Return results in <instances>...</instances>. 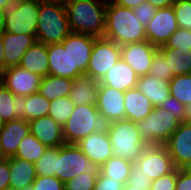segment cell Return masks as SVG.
<instances>
[{
    "mask_svg": "<svg viewBox=\"0 0 191 190\" xmlns=\"http://www.w3.org/2000/svg\"><path fill=\"white\" fill-rule=\"evenodd\" d=\"M72 33L104 37L106 0H71L64 2Z\"/></svg>",
    "mask_w": 191,
    "mask_h": 190,
    "instance_id": "6da1fadb",
    "label": "cell"
},
{
    "mask_svg": "<svg viewBox=\"0 0 191 190\" xmlns=\"http://www.w3.org/2000/svg\"><path fill=\"white\" fill-rule=\"evenodd\" d=\"M104 38L121 46L146 40L145 27L132 9L107 1Z\"/></svg>",
    "mask_w": 191,
    "mask_h": 190,
    "instance_id": "7a4b0ae2",
    "label": "cell"
},
{
    "mask_svg": "<svg viewBox=\"0 0 191 190\" xmlns=\"http://www.w3.org/2000/svg\"><path fill=\"white\" fill-rule=\"evenodd\" d=\"M71 33L62 0H40L36 41L46 45L61 43Z\"/></svg>",
    "mask_w": 191,
    "mask_h": 190,
    "instance_id": "3957f363",
    "label": "cell"
},
{
    "mask_svg": "<svg viewBox=\"0 0 191 190\" xmlns=\"http://www.w3.org/2000/svg\"><path fill=\"white\" fill-rule=\"evenodd\" d=\"M111 121L99 113L96 105H75L72 114L63 126L67 144H77L91 133H108Z\"/></svg>",
    "mask_w": 191,
    "mask_h": 190,
    "instance_id": "277c9868",
    "label": "cell"
},
{
    "mask_svg": "<svg viewBox=\"0 0 191 190\" xmlns=\"http://www.w3.org/2000/svg\"><path fill=\"white\" fill-rule=\"evenodd\" d=\"M113 156H118L132 162L138 160L147 145L140 139L136 122L122 119L113 121L108 131Z\"/></svg>",
    "mask_w": 191,
    "mask_h": 190,
    "instance_id": "5b68a950",
    "label": "cell"
},
{
    "mask_svg": "<svg viewBox=\"0 0 191 190\" xmlns=\"http://www.w3.org/2000/svg\"><path fill=\"white\" fill-rule=\"evenodd\" d=\"M180 124L176 117L161 106L155 107L145 119L136 122L140 139L147 146H164Z\"/></svg>",
    "mask_w": 191,
    "mask_h": 190,
    "instance_id": "8992f818",
    "label": "cell"
},
{
    "mask_svg": "<svg viewBox=\"0 0 191 190\" xmlns=\"http://www.w3.org/2000/svg\"><path fill=\"white\" fill-rule=\"evenodd\" d=\"M100 167L89 160L77 144L57 147L56 177L66 183L80 173L99 175Z\"/></svg>",
    "mask_w": 191,
    "mask_h": 190,
    "instance_id": "52a82bcc",
    "label": "cell"
},
{
    "mask_svg": "<svg viewBox=\"0 0 191 190\" xmlns=\"http://www.w3.org/2000/svg\"><path fill=\"white\" fill-rule=\"evenodd\" d=\"M40 0H16L4 12V30L12 34L33 35L36 38Z\"/></svg>",
    "mask_w": 191,
    "mask_h": 190,
    "instance_id": "ba28073f",
    "label": "cell"
},
{
    "mask_svg": "<svg viewBox=\"0 0 191 190\" xmlns=\"http://www.w3.org/2000/svg\"><path fill=\"white\" fill-rule=\"evenodd\" d=\"M175 169L172 158L165 146H147L137 161L132 162L131 173H142L156 180Z\"/></svg>",
    "mask_w": 191,
    "mask_h": 190,
    "instance_id": "9c48e42d",
    "label": "cell"
},
{
    "mask_svg": "<svg viewBox=\"0 0 191 190\" xmlns=\"http://www.w3.org/2000/svg\"><path fill=\"white\" fill-rule=\"evenodd\" d=\"M121 59L120 46L104 37H96L85 76L101 80Z\"/></svg>",
    "mask_w": 191,
    "mask_h": 190,
    "instance_id": "30bf717a",
    "label": "cell"
},
{
    "mask_svg": "<svg viewBox=\"0 0 191 190\" xmlns=\"http://www.w3.org/2000/svg\"><path fill=\"white\" fill-rule=\"evenodd\" d=\"M95 38L92 35L71 32L61 42L63 47H68L71 52L73 80L85 76Z\"/></svg>",
    "mask_w": 191,
    "mask_h": 190,
    "instance_id": "8fae6325",
    "label": "cell"
},
{
    "mask_svg": "<svg viewBox=\"0 0 191 190\" xmlns=\"http://www.w3.org/2000/svg\"><path fill=\"white\" fill-rule=\"evenodd\" d=\"M41 78L20 66H12L0 74V83L14 95L29 96L38 92Z\"/></svg>",
    "mask_w": 191,
    "mask_h": 190,
    "instance_id": "7c38bea8",
    "label": "cell"
},
{
    "mask_svg": "<svg viewBox=\"0 0 191 190\" xmlns=\"http://www.w3.org/2000/svg\"><path fill=\"white\" fill-rule=\"evenodd\" d=\"M177 29L173 7L159 8L145 28L146 40L156 47H161Z\"/></svg>",
    "mask_w": 191,
    "mask_h": 190,
    "instance_id": "4fadbf2b",
    "label": "cell"
},
{
    "mask_svg": "<svg viewBox=\"0 0 191 190\" xmlns=\"http://www.w3.org/2000/svg\"><path fill=\"white\" fill-rule=\"evenodd\" d=\"M175 168L191 167V123L181 122L164 145Z\"/></svg>",
    "mask_w": 191,
    "mask_h": 190,
    "instance_id": "5bb4252c",
    "label": "cell"
},
{
    "mask_svg": "<svg viewBox=\"0 0 191 190\" xmlns=\"http://www.w3.org/2000/svg\"><path fill=\"white\" fill-rule=\"evenodd\" d=\"M120 50L121 59L140 77L149 74L152 59L158 51V47L144 40L142 42L121 45Z\"/></svg>",
    "mask_w": 191,
    "mask_h": 190,
    "instance_id": "9a60e30c",
    "label": "cell"
},
{
    "mask_svg": "<svg viewBox=\"0 0 191 190\" xmlns=\"http://www.w3.org/2000/svg\"><path fill=\"white\" fill-rule=\"evenodd\" d=\"M125 92L113 87L99 84L96 108L111 122L125 119Z\"/></svg>",
    "mask_w": 191,
    "mask_h": 190,
    "instance_id": "2e32d148",
    "label": "cell"
},
{
    "mask_svg": "<svg viewBox=\"0 0 191 190\" xmlns=\"http://www.w3.org/2000/svg\"><path fill=\"white\" fill-rule=\"evenodd\" d=\"M30 133L29 122L24 119L1 123L0 146L6 159L15 156L20 142Z\"/></svg>",
    "mask_w": 191,
    "mask_h": 190,
    "instance_id": "e0dca14e",
    "label": "cell"
},
{
    "mask_svg": "<svg viewBox=\"0 0 191 190\" xmlns=\"http://www.w3.org/2000/svg\"><path fill=\"white\" fill-rule=\"evenodd\" d=\"M30 132L48 148L65 144L63 127L49 115L29 121Z\"/></svg>",
    "mask_w": 191,
    "mask_h": 190,
    "instance_id": "ac0fdd59",
    "label": "cell"
},
{
    "mask_svg": "<svg viewBox=\"0 0 191 190\" xmlns=\"http://www.w3.org/2000/svg\"><path fill=\"white\" fill-rule=\"evenodd\" d=\"M82 152L90 161L101 167L113 156V150L109 136L106 132H94L77 143Z\"/></svg>",
    "mask_w": 191,
    "mask_h": 190,
    "instance_id": "d6986e66",
    "label": "cell"
},
{
    "mask_svg": "<svg viewBox=\"0 0 191 190\" xmlns=\"http://www.w3.org/2000/svg\"><path fill=\"white\" fill-rule=\"evenodd\" d=\"M1 37L5 52V69L18 66L27 49L37 42L33 35L12 34L6 31Z\"/></svg>",
    "mask_w": 191,
    "mask_h": 190,
    "instance_id": "ffe728a7",
    "label": "cell"
},
{
    "mask_svg": "<svg viewBox=\"0 0 191 190\" xmlns=\"http://www.w3.org/2000/svg\"><path fill=\"white\" fill-rule=\"evenodd\" d=\"M138 75L136 72L120 59L99 81V84L113 87L126 92L137 86Z\"/></svg>",
    "mask_w": 191,
    "mask_h": 190,
    "instance_id": "44dd1931",
    "label": "cell"
},
{
    "mask_svg": "<svg viewBox=\"0 0 191 190\" xmlns=\"http://www.w3.org/2000/svg\"><path fill=\"white\" fill-rule=\"evenodd\" d=\"M125 119L137 122L145 119L154 109L150 99L137 87L128 89L124 94Z\"/></svg>",
    "mask_w": 191,
    "mask_h": 190,
    "instance_id": "7402d4cb",
    "label": "cell"
},
{
    "mask_svg": "<svg viewBox=\"0 0 191 190\" xmlns=\"http://www.w3.org/2000/svg\"><path fill=\"white\" fill-rule=\"evenodd\" d=\"M49 74L72 79V58L68 47L62 43L47 45Z\"/></svg>",
    "mask_w": 191,
    "mask_h": 190,
    "instance_id": "603a6c76",
    "label": "cell"
},
{
    "mask_svg": "<svg viewBox=\"0 0 191 190\" xmlns=\"http://www.w3.org/2000/svg\"><path fill=\"white\" fill-rule=\"evenodd\" d=\"M26 96L14 95L0 83V122L25 120Z\"/></svg>",
    "mask_w": 191,
    "mask_h": 190,
    "instance_id": "cb8c5ba5",
    "label": "cell"
},
{
    "mask_svg": "<svg viewBox=\"0 0 191 190\" xmlns=\"http://www.w3.org/2000/svg\"><path fill=\"white\" fill-rule=\"evenodd\" d=\"M18 66L40 77L47 76L49 74L47 45L40 42L34 43L27 49Z\"/></svg>",
    "mask_w": 191,
    "mask_h": 190,
    "instance_id": "d4e9b609",
    "label": "cell"
},
{
    "mask_svg": "<svg viewBox=\"0 0 191 190\" xmlns=\"http://www.w3.org/2000/svg\"><path fill=\"white\" fill-rule=\"evenodd\" d=\"M8 162L10 167V187L20 190L31 186L37 177L35 164L16 157L8 158Z\"/></svg>",
    "mask_w": 191,
    "mask_h": 190,
    "instance_id": "484cf974",
    "label": "cell"
},
{
    "mask_svg": "<svg viewBox=\"0 0 191 190\" xmlns=\"http://www.w3.org/2000/svg\"><path fill=\"white\" fill-rule=\"evenodd\" d=\"M138 90L150 99L154 108L161 106L165 99L170 96L168 81L159 80L151 75L140 76L137 81Z\"/></svg>",
    "mask_w": 191,
    "mask_h": 190,
    "instance_id": "4316f807",
    "label": "cell"
},
{
    "mask_svg": "<svg viewBox=\"0 0 191 190\" xmlns=\"http://www.w3.org/2000/svg\"><path fill=\"white\" fill-rule=\"evenodd\" d=\"M99 80L83 76L73 81L68 97L75 105H96Z\"/></svg>",
    "mask_w": 191,
    "mask_h": 190,
    "instance_id": "83f0119b",
    "label": "cell"
},
{
    "mask_svg": "<svg viewBox=\"0 0 191 190\" xmlns=\"http://www.w3.org/2000/svg\"><path fill=\"white\" fill-rule=\"evenodd\" d=\"M158 50L166 58L168 73L173 76L191 73V50L170 47H158Z\"/></svg>",
    "mask_w": 191,
    "mask_h": 190,
    "instance_id": "f1b7e54d",
    "label": "cell"
},
{
    "mask_svg": "<svg viewBox=\"0 0 191 190\" xmlns=\"http://www.w3.org/2000/svg\"><path fill=\"white\" fill-rule=\"evenodd\" d=\"M73 79L48 74L41 78L38 92L49 101L66 97L71 90Z\"/></svg>",
    "mask_w": 191,
    "mask_h": 190,
    "instance_id": "f546056e",
    "label": "cell"
},
{
    "mask_svg": "<svg viewBox=\"0 0 191 190\" xmlns=\"http://www.w3.org/2000/svg\"><path fill=\"white\" fill-rule=\"evenodd\" d=\"M131 167L132 161L118 156H112L100 167V172L104 176L126 184L131 174Z\"/></svg>",
    "mask_w": 191,
    "mask_h": 190,
    "instance_id": "4dcf8cb0",
    "label": "cell"
},
{
    "mask_svg": "<svg viewBox=\"0 0 191 190\" xmlns=\"http://www.w3.org/2000/svg\"><path fill=\"white\" fill-rule=\"evenodd\" d=\"M48 147L43 145L33 134L26 136L19 144L14 157L35 164Z\"/></svg>",
    "mask_w": 191,
    "mask_h": 190,
    "instance_id": "1f68e13d",
    "label": "cell"
},
{
    "mask_svg": "<svg viewBox=\"0 0 191 190\" xmlns=\"http://www.w3.org/2000/svg\"><path fill=\"white\" fill-rule=\"evenodd\" d=\"M50 102L39 92L26 96L25 121H31L42 116H47Z\"/></svg>",
    "mask_w": 191,
    "mask_h": 190,
    "instance_id": "d6a6232c",
    "label": "cell"
},
{
    "mask_svg": "<svg viewBox=\"0 0 191 190\" xmlns=\"http://www.w3.org/2000/svg\"><path fill=\"white\" fill-rule=\"evenodd\" d=\"M170 96L185 106L191 103V73L174 76L170 81Z\"/></svg>",
    "mask_w": 191,
    "mask_h": 190,
    "instance_id": "836d02e7",
    "label": "cell"
},
{
    "mask_svg": "<svg viewBox=\"0 0 191 190\" xmlns=\"http://www.w3.org/2000/svg\"><path fill=\"white\" fill-rule=\"evenodd\" d=\"M74 107L75 104L68 96L59 97L50 102L48 115L63 127L72 114Z\"/></svg>",
    "mask_w": 191,
    "mask_h": 190,
    "instance_id": "e575fe53",
    "label": "cell"
},
{
    "mask_svg": "<svg viewBox=\"0 0 191 190\" xmlns=\"http://www.w3.org/2000/svg\"><path fill=\"white\" fill-rule=\"evenodd\" d=\"M57 165V147L47 148L45 153L35 163L37 176H55Z\"/></svg>",
    "mask_w": 191,
    "mask_h": 190,
    "instance_id": "d590c367",
    "label": "cell"
},
{
    "mask_svg": "<svg viewBox=\"0 0 191 190\" xmlns=\"http://www.w3.org/2000/svg\"><path fill=\"white\" fill-rule=\"evenodd\" d=\"M172 7L178 28L191 31V0H176Z\"/></svg>",
    "mask_w": 191,
    "mask_h": 190,
    "instance_id": "8d00e7d4",
    "label": "cell"
},
{
    "mask_svg": "<svg viewBox=\"0 0 191 190\" xmlns=\"http://www.w3.org/2000/svg\"><path fill=\"white\" fill-rule=\"evenodd\" d=\"M149 75L168 82L174 77L171 73H168L166 58L159 50L154 54Z\"/></svg>",
    "mask_w": 191,
    "mask_h": 190,
    "instance_id": "74e56055",
    "label": "cell"
},
{
    "mask_svg": "<svg viewBox=\"0 0 191 190\" xmlns=\"http://www.w3.org/2000/svg\"><path fill=\"white\" fill-rule=\"evenodd\" d=\"M98 175L80 173L64 183L65 190H93Z\"/></svg>",
    "mask_w": 191,
    "mask_h": 190,
    "instance_id": "f35d334b",
    "label": "cell"
},
{
    "mask_svg": "<svg viewBox=\"0 0 191 190\" xmlns=\"http://www.w3.org/2000/svg\"><path fill=\"white\" fill-rule=\"evenodd\" d=\"M161 47L191 50V31L178 28Z\"/></svg>",
    "mask_w": 191,
    "mask_h": 190,
    "instance_id": "ab89813d",
    "label": "cell"
},
{
    "mask_svg": "<svg viewBox=\"0 0 191 190\" xmlns=\"http://www.w3.org/2000/svg\"><path fill=\"white\" fill-rule=\"evenodd\" d=\"M31 186L33 190H65L64 183L55 176H37Z\"/></svg>",
    "mask_w": 191,
    "mask_h": 190,
    "instance_id": "60d3db41",
    "label": "cell"
},
{
    "mask_svg": "<svg viewBox=\"0 0 191 190\" xmlns=\"http://www.w3.org/2000/svg\"><path fill=\"white\" fill-rule=\"evenodd\" d=\"M177 168L156 180H152L150 190H175Z\"/></svg>",
    "mask_w": 191,
    "mask_h": 190,
    "instance_id": "b9f144b4",
    "label": "cell"
},
{
    "mask_svg": "<svg viewBox=\"0 0 191 190\" xmlns=\"http://www.w3.org/2000/svg\"><path fill=\"white\" fill-rule=\"evenodd\" d=\"M135 16L142 23L143 27L146 28L151 19L154 18L157 8L149 2H144L132 9Z\"/></svg>",
    "mask_w": 191,
    "mask_h": 190,
    "instance_id": "7bdbcfd3",
    "label": "cell"
},
{
    "mask_svg": "<svg viewBox=\"0 0 191 190\" xmlns=\"http://www.w3.org/2000/svg\"><path fill=\"white\" fill-rule=\"evenodd\" d=\"M164 109L170 112L180 122H184L185 105L178 101L176 98L169 96L161 105Z\"/></svg>",
    "mask_w": 191,
    "mask_h": 190,
    "instance_id": "ee69618b",
    "label": "cell"
},
{
    "mask_svg": "<svg viewBox=\"0 0 191 190\" xmlns=\"http://www.w3.org/2000/svg\"><path fill=\"white\" fill-rule=\"evenodd\" d=\"M123 186L121 181L111 179L99 172L93 190H122Z\"/></svg>",
    "mask_w": 191,
    "mask_h": 190,
    "instance_id": "f6af8a7d",
    "label": "cell"
},
{
    "mask_svg": "<svg viewBox=\"0 0 191 190\" xmlns=\"http://www.w3.org/2000/svg\"><path fill=\"white\" fill-rule=\"evenodd\" d=\"M175 190H191V170L178 169Z\"/></svg>",
    "mask_w": 191,
    "mask_h": 190,
    "instance_id": "bcb514c9",
    "label": "cell"
},
{
    "mask_svg": "<svg viewBox=\"0 0 191 190\" xmlns=\"http://www.w3.org/2000/svg\"><path fill=\"white\" fill-rule=\"evenodd\" d=\"M151 179L142 173H131L126 184L132 187L145 188L150 190Z\"/></svg>",
    "mask_w": 191,
    "mask_h": 190,
    "instance_id": "7dc6e473",
    "label": "cell"
},
{
    "mask_svg": "<svg viewBox=\"0 0 191 190\" xmlns=\"http://www.w3.org/2000/svg\"><path fill=\"white\" fill-rule=\"evenodd\" d=\"M10 167L8 158L0 161V190L10 187Z\"/></svg>",
    "mask_w": 191,
    "mask_h": 190,
    "instance_id": "c3c4849f",
    "label": "cell"
},
{
    "mask_svg": "<svg viewBox=\"0 0 191 190\" xmlns=\"http://www.w3.org/2000/svg\"><path fill=\"white\" fill-rule=\"evenodd\" d=\"M112 1L119 6L127 7L130 9H133L144 2H148V0H112Z\"/></svg>",
    "mask_w": 191,
    "mask_h": 190,
    "instance_id": "681fc988",
    "label": "cell"
},
{
    "mask_svg": "<svg viewBox=\"0 0 191 190\" xmlns=\"http://www.w3.org/2000/svg\"><path fill=\"white\" fill-rule=\"evenodd\" d=\"M148 2L159 9L172 6L176 0H148Z\"/></svg>",
    "mask_w": 191,
    "mask_h": 190,
    "instance_id": "f907efd6",
    "label": "cell"
},
{
    "mask_svg": "<svg viewBox=\"0 0 191 190\" xmlns=\"http://www.w3.org/2000/svg\"><path fill=\"white\" fill-rule=\"evenodd\" d=\"M4 46L2 42V37L0 36V74L5 70V57H4Z\"/></svg>",
    "mask_w": 191,
    "mask_h": 190,
    "instance_id": "816d5d0a",
    "label": "cell"
},
{
    "mask_svg": "<svg viewBox=\"0 0 191 190\" xmlns=\"http://www.w3.org/2000/svg\"><path fill=\"white\" fill-rule=\"evenodd\" d=\"M16 0H0V10L6 11L10 6L15 3Z\"/></svg>",
    "mask_w": 191,
    "mask_h": 190,
    "instance_id": "f5cc1de1",
    "label": "cell"
},
{
    "mask_svg": "<svg viewBox=\"0 0 191 190\" xmlns=\"http://www.w3.org/2000/svg\"><path fill=\"white\" fill-rule=\"evenodd\" d=\"M184 122L191 123V103L185 106Z\"/></svg>",
    "mask_w": 191,
    "mask_h": 190,
    "instance_id": "db71d44e",
    "label": "cell"
},
{
    "mask_svg": "<svg viewBox=\"0 0 191 190\" xmlns=\"http://www.w3.org/2000/svg\"><path fill=\"white\" fill-rule=\"evenodd\" d=\"M4 24H5V21H4V11H1L0 10V36L3 34V32L5 31L4 30Z\"/></svg>",
    "mask_w": 191,
    "mask_h": 190,
    "instance_id": "11a10c76",
    "label": "cell"
},
{
    "mask_svg": "<svg viewBox=\"0 0 191 190\" xmlns=\"http://www.w3.org/2000/svg\"><path fill=\"white\" fill-rule=\"evenodd\" d=\"M122 190H145V188L132 187L127 184H124Z\"/></svg>",
    "mask_w": 191,
    "mask_h": 190,
    "instance_id": "9f6ffc18",
    "label": "cell"
},
{
    "mask_svg": "<svg viewBox=\"0 0 191 190\" xmlns=\"http://www.w3.org/2000/svg\"><path fill=\"white\" fill-rule=\"evenodd\" d=\"M4 159H6V158H5V156H4V154H3L2 150H1V146H0V161H2Z\"/></svg>",
    "mask_w": 191,
    "mask_h": 190,
    "instance_id": "6f0895ef",
    "label": "cell"
},
{
    "mask_svg": "<svg viewBox=\"0 0 191 190\" xmlns=\"http://www.w3.org/2000/svg\"><path fill=\"white\" fill-rule=\"evenodd\" d=\"M20 190H33L32 186L26 187V188H22Z\"/></svg>",
    "mask_w": 191,
    "mask_h": 190,
    "instance_id": "680465c9",
    "label": "cell"
},
{
    "mask_svg": "<svg viewBox=\"0 0 191 190\" xmlns=\"http://www.w3.org/2000/svg\"><path fill=\"white\" fill-rule=\"evenodd\" d=\"M3 190H15V189L9 187V188L3 189Z\"/></svg>",
    "mask_w": 191,
    "mask_h": 190,
    "instance_id": "91938a15",
    "label": "cell"
}]
</instances>
